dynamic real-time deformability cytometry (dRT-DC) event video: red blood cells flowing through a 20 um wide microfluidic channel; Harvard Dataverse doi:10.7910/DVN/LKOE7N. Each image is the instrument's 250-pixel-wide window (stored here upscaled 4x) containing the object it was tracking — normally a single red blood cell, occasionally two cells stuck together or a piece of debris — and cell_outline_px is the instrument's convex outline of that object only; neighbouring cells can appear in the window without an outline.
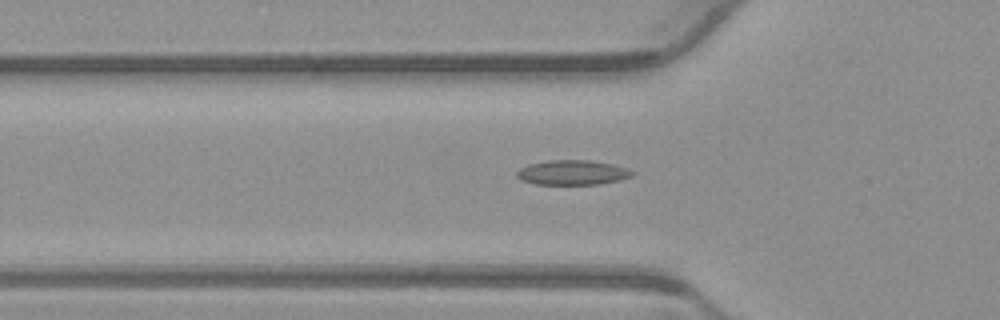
{"species": "common noctule bat (a hibernating species)", "species_latin": "Nyctalus noctula", "temperature_condition": "warm", "stored_images_in_passage": 51, "camera_frame_rate_fps": 3000, "um_per_image_px": 0.085, "animal": {"sex": "male", "body_mass_g": 23.1, "forearm_length_mm": 52.7}, "frame": {"image": 1, "passage_image": 18, "time_ms": 5.667, "image_size_px": [1000, 320], "cell_outline_px": [[636, 172], [632, 176], [620, 180], [600, 184], [536, 184], [520, 180], [516, 176], [516, 172], [520, 168], [528, 164], [548, 160], [592, 160], [612, 164], [628, 168]], "centroid_in_image_um": [48.67, 14.66], "position_along_channel_um": 77.1, "area_um2": 16.82}}
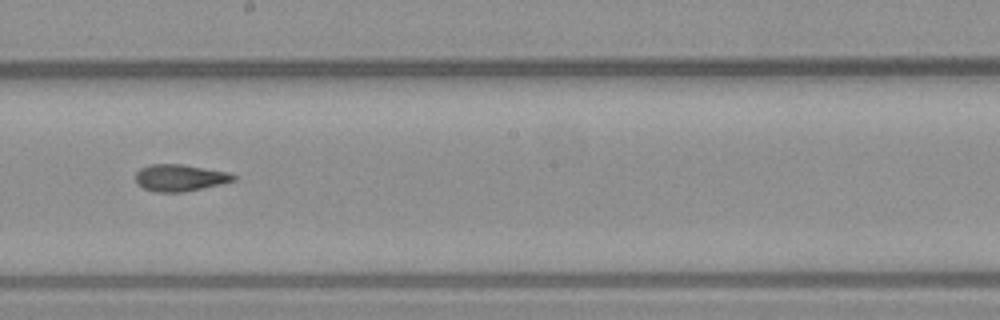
{"frame": {"image": 2, "passage_image": 30, "time_ms": 9.667, "image_size_px": [1000, 320], "cell_outline_px": [[236, 180], [220, 184], [180, 192], [156, 192], [144, 188], [136, 180], [136, 172], [140, 168], [152, 164], [184, 164], [228, 172], [236, 176]], "centroid_in_image_um": [15.3, 15.09], "position_along_channel_um": 232.9, "area_um2": 15.09}}
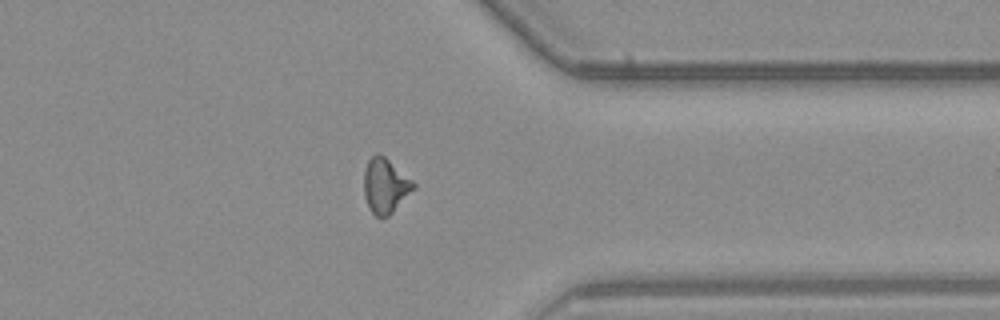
{"frame": {"image": 3, "passage_image": 42, "time_ms": 13.667, "image_size_px": [1000, 320], "cell_outline_px": [[416, 188], [388, 216], [376, 216], [368, 208], [364, 196], [364, 172], [368, 160], [376, 152], [380, 152], [412, 180], [416, 184]], "centroid_in_image_um": [32.74, 15.77], "position_along_channel_um": 378.7, "area_um2": 15.84}, "authors_computed_cell_mechanics": {"area_um2": 15.7216, "velocity_mm_per_s": 3.8534, "shape_relaxation_time_tau1_ms": null, "shape_relaxation_time_tau2_ms": 3.345, "deformation_change_tau1": null, "deformation_change_tau2": 0.0981}}